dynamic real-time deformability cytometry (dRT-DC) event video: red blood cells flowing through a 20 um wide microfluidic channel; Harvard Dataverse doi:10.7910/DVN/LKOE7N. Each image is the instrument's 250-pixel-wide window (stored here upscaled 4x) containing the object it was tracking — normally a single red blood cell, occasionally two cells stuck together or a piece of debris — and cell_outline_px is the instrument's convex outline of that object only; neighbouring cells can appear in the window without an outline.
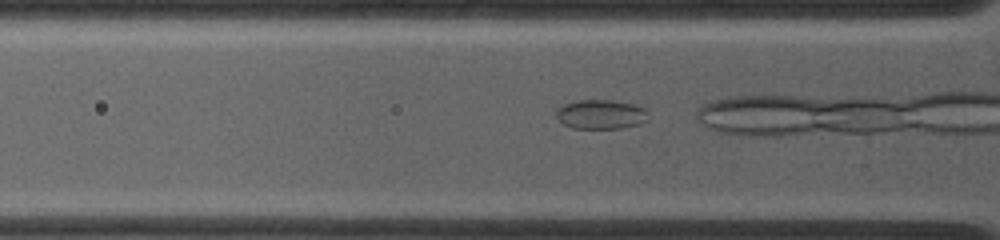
{"species": "common noctule bat (a hibernating species)", "species_latin": "Nyctalus noctula", "temperature_condition": "warm", "stored_images_in_passage": 17, "camera_frame_rate_fps": 4500, "um_per_image_px": 0.085, "animal": {"sex": "female", "body_mass_g": 19.0, "forearm_length_mm": 53.3}, "frame": {"image": 1, "passage_image": 3, "time_ms": 0.444, "image_size_px": [1000, 240], "cell_outline_px": [[648, 120], [640, 124], [620, 128], [572, 128], [564, 124], [556, 116], [556, 108], [564, 104], [576, 100], [612, 100], [632, 104], [644, 108], [648, 112]], "centroid_in_image_um": [51.07, 9.71], "position_along_channel_um": 74.7, "area_um2": 15.78}}
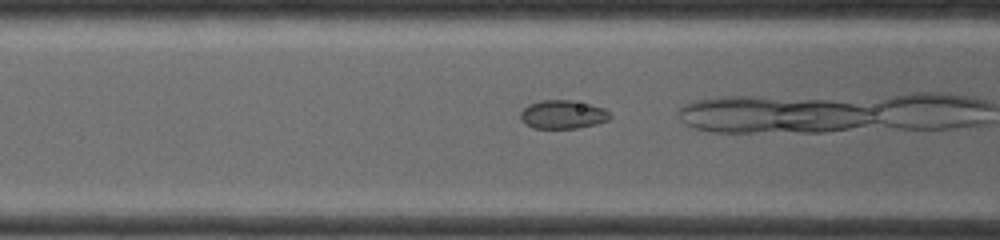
{"frame": {"image": 2, "passage_image": 8, "time_ms": 1.556, "image_size_px": [1000, 240], "cell_outline_px": [[612, 116], [608, 120], [596, 124], [576, 128], [532, 128], [520, 120], [520, 112], [528, 104], [540, 100], [572, 100], [604, 108]], "centroid_in_image_um": [47.81, 9.73], "position_along_channel_um": 118.8, "area_um2": 14.91}}